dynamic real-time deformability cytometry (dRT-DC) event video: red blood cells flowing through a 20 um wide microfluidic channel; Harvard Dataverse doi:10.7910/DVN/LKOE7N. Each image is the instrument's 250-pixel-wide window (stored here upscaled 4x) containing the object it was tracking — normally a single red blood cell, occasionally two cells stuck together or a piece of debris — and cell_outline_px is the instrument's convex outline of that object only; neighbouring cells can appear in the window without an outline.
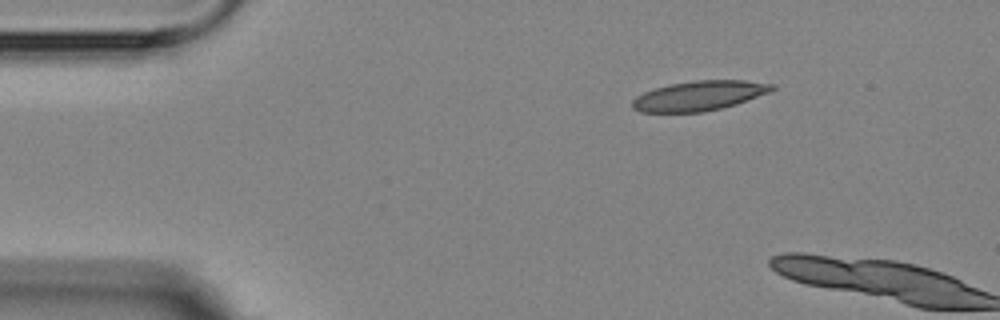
{"species": "Egyptian fruit bat (a non-hibernating species)", "species_latin": "Rousettus aegyptiacus", "temperature_condition": "room temperature", "stored_images_in_passage": 2, "camera_frame_rate_fps": 3000, "um_per_image_px": 0.085, "animal": {"sex": "female"}, "frame": {"image": 1, "passage_image": 1, "time_ms": 0.0, "image_size_px": [1000, 320], "cell_outline_px": [[776, 88], [768, 92], [736, 104], [704, 112], [640, 112], [632, 108], [632, 100], [636, 96], [644, 92], [668, 84], [692, 80], [744, 80], [776, 84]], "centroid_in_image_um": [59.41, 8.13], "position_along_channel_um": 25.6, "area_um2": 24.22}}